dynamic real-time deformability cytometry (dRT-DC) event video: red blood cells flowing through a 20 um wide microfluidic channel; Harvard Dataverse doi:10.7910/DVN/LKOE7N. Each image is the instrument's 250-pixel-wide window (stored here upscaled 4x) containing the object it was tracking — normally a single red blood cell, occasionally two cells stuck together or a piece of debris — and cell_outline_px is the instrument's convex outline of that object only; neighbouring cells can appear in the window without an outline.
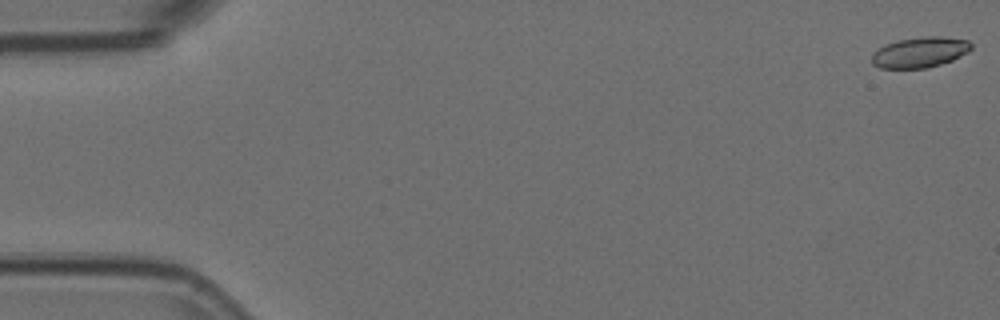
{"species": "Egyptian fruit bat (a non-hibernating species)", "species_latin": "Rousettus aegyptiacus", "temperature_condition": "room temperature", "stored_images_in_passage": 5, "camera_frame_rate_fps": 3000, "um_per_image_px": 0.085, "animal": {"sex": "female"}, "frame": {"image": 1, "passage_image": 1, "time_ms": 0.0, "image_size_px": [1000, 320], "cell_outline_px": [[972, 48], [968, 52], [952, 60], [940, 64], [924, 68], [880, 68], [872, 64], [872, 52], [884, 44], [896, 40], [924, 36], [940, 36], [968, 40], [972, 44]], "centroid_in_image_um": [78.17, 4.43], "position_along_channel_um": 6.8, "area_um2": 17.8}}
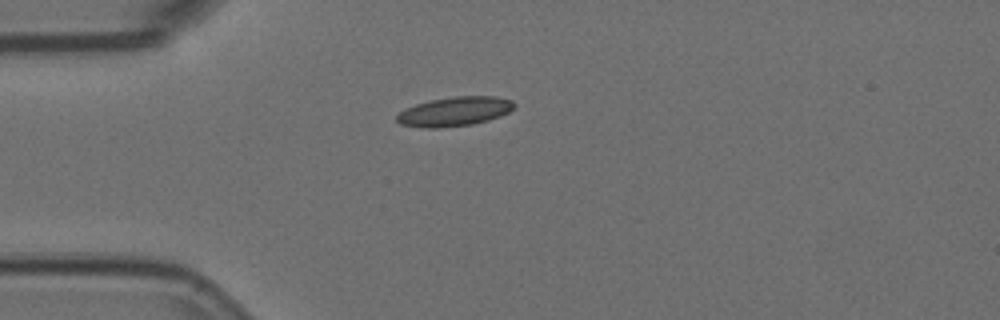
{"frame": {"image": 2, "passage_image": 5, "time_ms": 1.333, "image_size_px": [1000, 320], "cell_outline_px": [[516, 104], [508, 112], [500, 116], [488, 120], [472, 124], [440, 128], [424, 128], [400, 124], [396, 120], [396, 116], [404, 108], [416, 104], [432, 100], [456, 96], [496, 96], [512, 100]], "centroid_in_image_um": [38.63, 9.48], "position_along_channel_um": 46.4, "area_um2": 20.0}}